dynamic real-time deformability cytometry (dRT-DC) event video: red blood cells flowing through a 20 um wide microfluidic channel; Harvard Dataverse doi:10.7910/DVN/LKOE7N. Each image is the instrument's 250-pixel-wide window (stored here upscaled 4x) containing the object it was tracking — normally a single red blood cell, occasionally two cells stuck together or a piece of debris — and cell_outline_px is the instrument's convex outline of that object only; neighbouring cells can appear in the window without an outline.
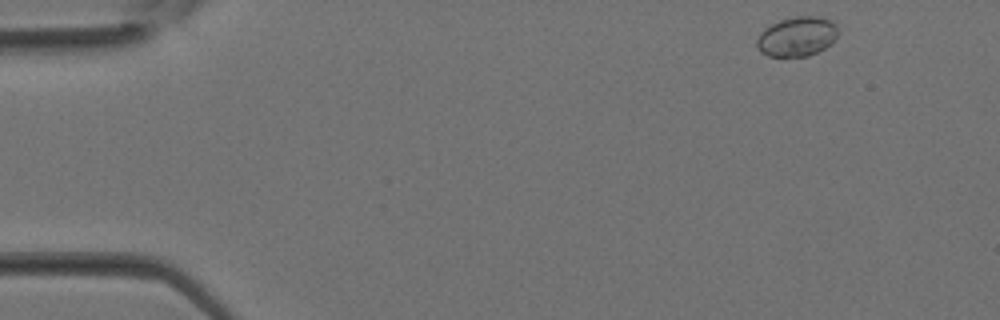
{"species": "Egyptian fruit bat (a non-hibernating species)", "species_latin": "Rousettus aegyptiacus", "temperature_condition": "room temperature", "stored_images_in_passage": 5, "camera_frame_rate_fps": 3000, "um_per_image_px": 0.085, "animal": {"sex": "female"}, "frame": {"image": 1, "passage_image": 1, "time_ms": 0.0, "image_size_px": [1000, 320], "cell_outline_px": [[836, 36], [832, 44], [808, 56], [768, 56], [760, 52], [756, 48], [756, 40], [760, 32], [764, 28], [780, 20], [796, 16], [816, 16], [828, 20], [836, 24]], "centroid_in_image_um": [67.7, 3.11], "position_along_channel_um": 17.3, "area_um2": 18.67}}